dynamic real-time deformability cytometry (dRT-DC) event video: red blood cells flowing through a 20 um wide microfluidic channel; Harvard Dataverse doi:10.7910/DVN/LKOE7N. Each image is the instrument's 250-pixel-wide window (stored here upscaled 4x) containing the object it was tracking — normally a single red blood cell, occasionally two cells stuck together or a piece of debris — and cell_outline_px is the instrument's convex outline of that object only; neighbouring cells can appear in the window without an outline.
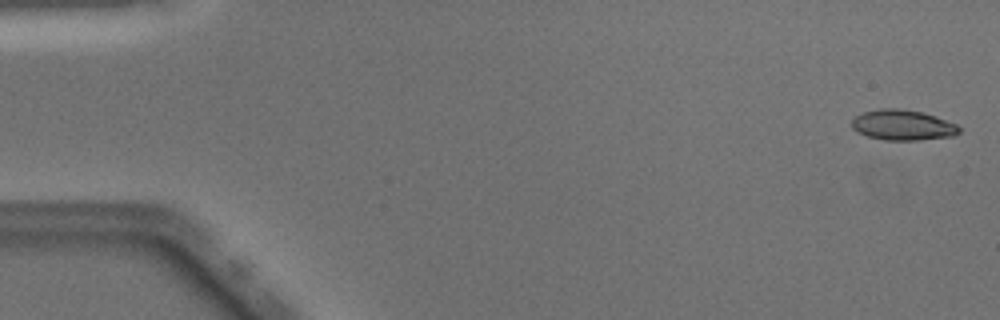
{"species": "Egyptian fruit bat (a non-hibernating species)", "species_latin": "Rousettus aegyptiacus", "temperature_condition": "warm", "stored_images_in_passage": 49, "camera_frame_rate_fps": 3000, "um_per_image_px": 0.085, "animal": {"sex": "male"}, "frame": {"image": 1, "passage_image": 1, "time_ms": 0.0, "image_size_px": [1000, 320], "cell_outline_px": [[960, 132], [952, 136], [916, 140], [884, 140], [868, 136], [856, 132], [852, 128], [852, 120], [856, 116], [864, 112], [880, 108], [900, 108], [924, 112], [936, 116], [956, 124], [960, 128]], "centroid_in_image_um": [76.72, 10.62], "position_along_channel_um": 8.3, "area_um2": 19.07}}
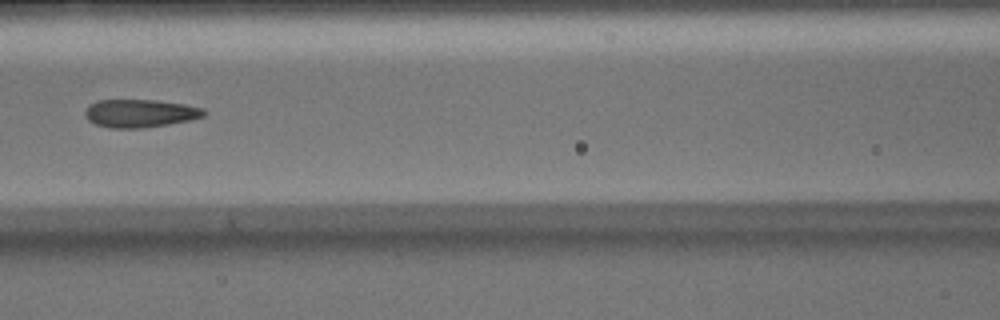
{"frame": {"image": 2, "passage_image": 22, "time_ms": 7.0, "image_size_px": [1000, 320], "cell_outline_px": [[208, 112], [204, 116], [188, 120], [168, 124], [140, 128], [112, 128], [96, 124], [88, 120], [84, 116], [84, 112], [88, 104], [96, 100], [156, 100], [184, 104], [204, 108]], "centroid_in_image_um": [11.88, 9.62], "position_along_channel_um": 154.7, "area_um2": 19.48}}
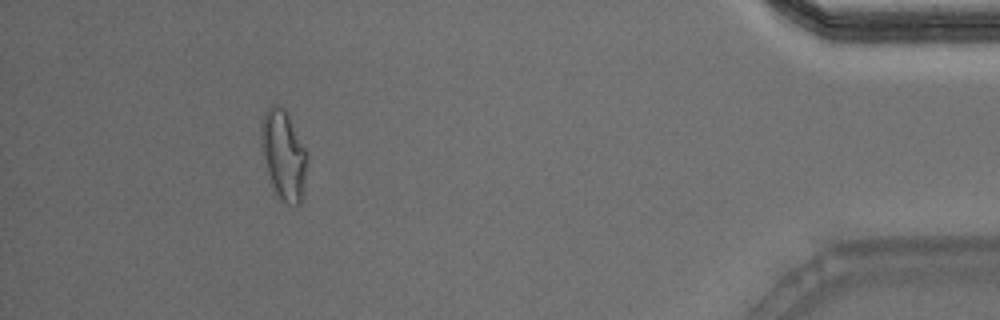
{"frame": {"image": 3, "passage_image": 45, "time_ms": 14.667, "image_size_px": [1000, 320], "cell_outline_px": [[308, 152], [304, 200], [296, 208], [276, 200], [260, 148], [260, 124], [264, 112], [268, 104], [276, 104], [284, 108], [288, 112]], "centroid_in_image_um": [24.11, 13.22], "position_along_channel_um": 411.1, "area_um2": 25.55}, "authors_computed_cell_mechanics": {"area_um2": 19.652, "velocity_mm_per_s": 4.0863, "shape_relaxation_time_tau1_ms": null, "shape_relaxation_time_tau2_ms": 1.4047, "deformation_change_tau1": null, "deformation_change_tau2": 0.1025}}